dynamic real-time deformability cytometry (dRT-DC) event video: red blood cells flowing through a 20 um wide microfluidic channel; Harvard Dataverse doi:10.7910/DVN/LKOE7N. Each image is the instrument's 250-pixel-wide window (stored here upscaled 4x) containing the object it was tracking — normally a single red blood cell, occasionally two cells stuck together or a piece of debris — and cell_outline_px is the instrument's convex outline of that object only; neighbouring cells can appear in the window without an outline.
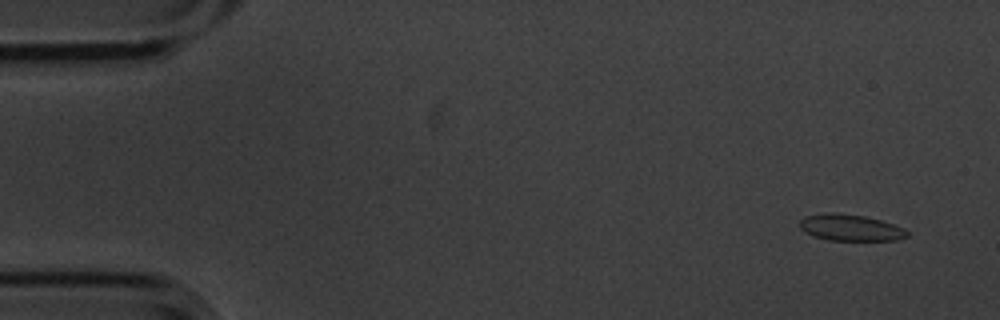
{"species": "common noctule bat (a hibernating species)", "species_latin": "Nyctalus noctula", "temperature_condition": "cold", "stored_images_in_passage": 5, "camera_frame_rate_fps": 3000, "um_per_image_px": 0.085, "animal": {"sex": "male", "body_mass_g": 20.1, "forearm_length_mm": 53.5}, "frame": {"image": 1, "passage_image": 2, "time_ms": 0.333, "image_size_px": [1000, 320], "cell_outline_px": [[908, 236], [896, 240], [828, 240], [812, 236], [804, 232], [800, 228], [800, 220], [804, 216], [824, 212], [836, 212], [864, 216], [880, 220], [904, 228], [908, 232]], "centroid_in_image_um": [72.23, 19.34], "position_along_channel_um": 12.8, "area_um2": 16.65}}
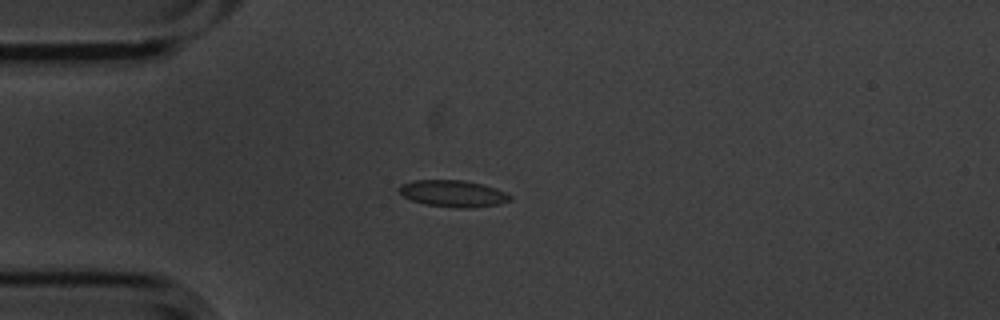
{"frame": {"image": 2, "passage_image": 5, "time_ms": 1.333, "image_size_px": [1000, 320], "cell_outline_px": [[512, 200], [500, 204], [472, 208], [464, 208], [424, 204], [412, 200], [404, 196], [400, 192], [400, 184], [412, 180], [464, 180], [496, 188], [512, 196]], "centroid_in_image_um": [38.53, 16.45], "position_along_channel_um": 46.5, "area_um2": 17.17}}